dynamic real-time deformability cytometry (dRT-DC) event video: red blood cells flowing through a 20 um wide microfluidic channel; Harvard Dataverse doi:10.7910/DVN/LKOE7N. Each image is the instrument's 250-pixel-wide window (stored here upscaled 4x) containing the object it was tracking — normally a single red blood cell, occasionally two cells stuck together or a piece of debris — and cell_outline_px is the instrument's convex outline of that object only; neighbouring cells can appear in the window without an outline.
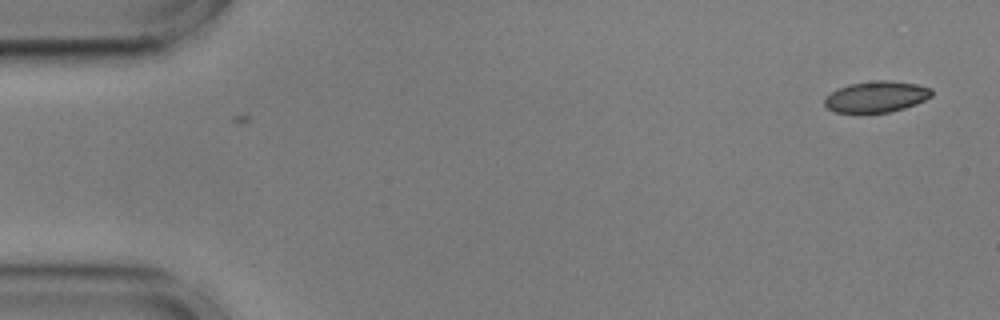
{"species": "common noctule bat (a hibernating species)", "species_latin": "Nyctalus noctula", "temperature_condition": "cold", "stored_images_in_passage": 7, "camera_frame_rate_fps": 3000, "um_per_image_px": 0.085, "animal": {"sex": "male", "body_mass_g": 17.9, "forearm_length_mm": 54.2}, "frame": {"image": 1, "passage_image": 7, "time_ms": 2.0, "image_size_px": [1000, 320], "cell_outline_px": [[932, 96], [916, 104], [904, 108], [888, 112], [836, 112], [828, 108], [824, 104], [824, 100], [832, 92], [848, 84], [876, 80], [888, 80], [916, 84], [932, 88]], "centroid_in_image_um": [74.52, 8.21], "position_along_channel_um": 10.5, "area_um2": 19.19}}